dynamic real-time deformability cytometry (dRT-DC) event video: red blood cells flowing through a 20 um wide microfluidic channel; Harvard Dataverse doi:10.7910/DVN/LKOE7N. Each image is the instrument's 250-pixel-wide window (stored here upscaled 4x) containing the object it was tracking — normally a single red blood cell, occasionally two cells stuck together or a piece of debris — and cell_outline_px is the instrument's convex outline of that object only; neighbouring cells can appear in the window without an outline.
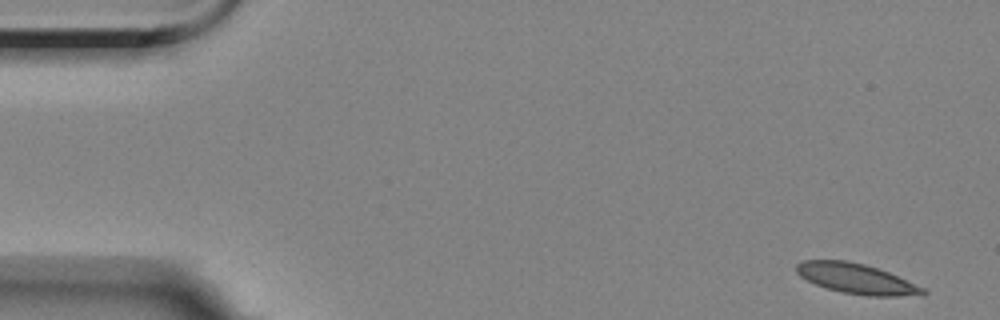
{"species": "Egyptian fruit bat (a non-hibernating species)", "species_latin": "Rousettus aegyptiacus", "temperature_condition": "room temperature", "stored_images_in_passage": 6, "segment_of_instrument_passage": [2, 2], "camera_frame_rate_fps": 3000, "um_per_image_px": 0.085, "animal": {"sex": "female"}, "frame": {"image": 1, "passage_image": 6, "time_ms": 6.333, "image_size_px": [1000, 320], "cell_outline_px": [[928, 292], [924, 296], [868, 296], [840, 292], [816, 284], [800, 276], [796, 272], [796, 264], [804, 260], [844, 260], [864, 264], [888, 272], [924, 288]], "centroid_in_image_um": [72.82, 23.7], "position_along_channel_um": 12.2, "area_um2": 22.14}}